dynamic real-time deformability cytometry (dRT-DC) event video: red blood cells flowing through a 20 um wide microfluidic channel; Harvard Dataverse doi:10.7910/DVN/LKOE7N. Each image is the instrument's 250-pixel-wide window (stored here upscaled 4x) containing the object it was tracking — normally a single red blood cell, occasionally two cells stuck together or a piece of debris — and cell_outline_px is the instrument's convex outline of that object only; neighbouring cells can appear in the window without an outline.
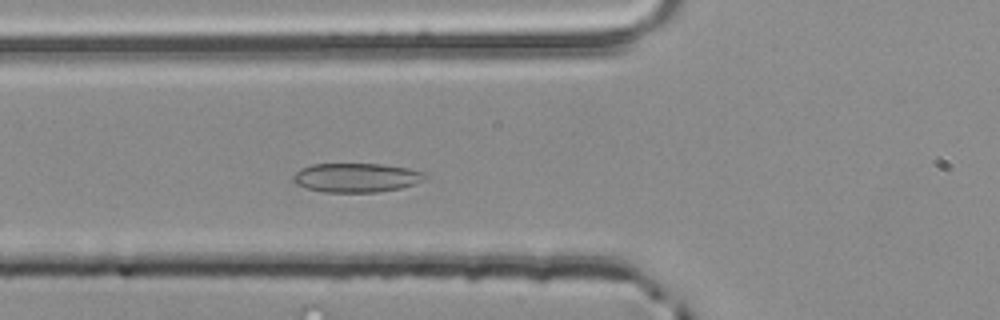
{"species": "common noctule bat (a hibernating species)", "species_latin": "Nyctalus noctula", "temperature_condition": "room temperature", "stored_images_in_passage": 37, "camera_frame_rate_fps": 3000, "um_per_image_px": 0.085, "animal": {"sex": "male", "body_mass_g": 20.4}, "frame": {"image": 1, "passage_image": 4, "time_ms": 1.0, "image_size_px": [1000, 320], "cell_outline_px": [[428, 176], [424, 180], [416, 184], [400, 188], [376, 192], [320, 192], [296, 184], [292, 180], [292, 176], [300, 168], [312, 164], [384, 164], [408, 168], [424, 172]], "centroid_in_image_um": [30.29, 15.1], "position_along_channel_um": 95.5, "area_um2": 22.54}}
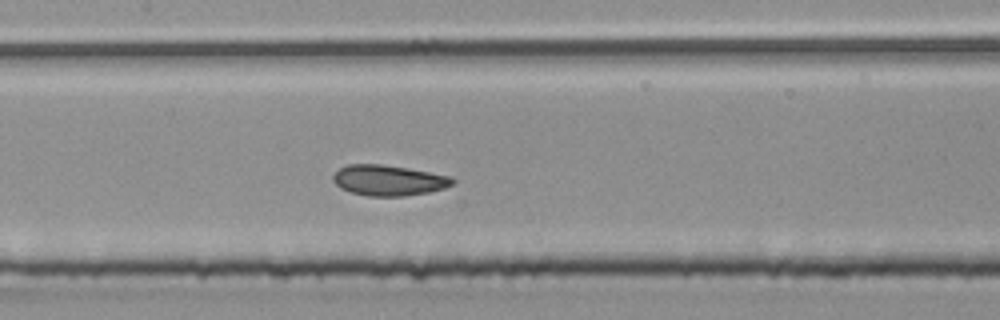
{"frame": {"image": 2, "passage_image": 10, "time_ms": 3.0, "image_size_px": [1000, 320], "cell_outline_px": [[456, 180], [452, 184], [444, 188], [428, 192], [404, 196], [368, 196], [352, 192], [340, 188], [332, 180], [332, 176], [340, 168], [348, 164], [384, 164], [408, 168], [452, 176]], "centroid_in_image_um": [33.03, 15.32], "position_along_channel_um": 174.4, "area_um2": 21.33}}
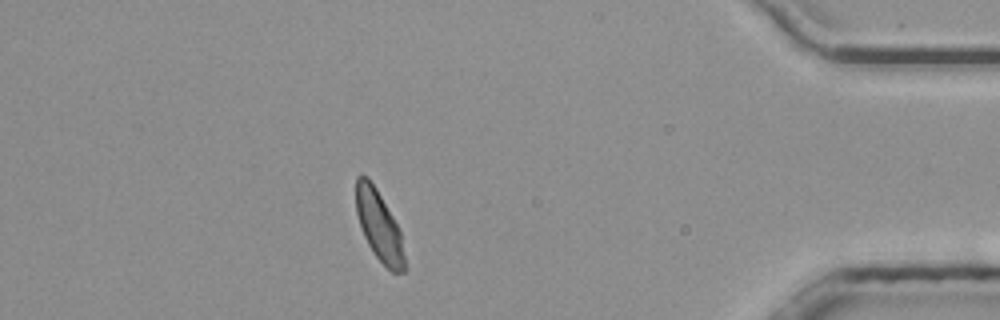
{"frame": {"image": 3, "passage_image": 31, "time_ms": 10.0, "image_size_px": [1000, 320], "cell_outline_px": [[408, 268], [404, 272], [392, 272], [372, 252], [364, 236], [356, 212], [356, 176], [368, 176], [376, 188], [392, 216], [400, 232]], "centroid_in_image_um": [32.24, 19.23], "position_along_channel_um": 403.0, "area_um2": 19.77}, "authors_computed_cell_mechanics": {"area_um2": 20.9236, "velocity_mm_per_s": 3.9295, "shape_relaxation_time_tau1_ms": 2.7617, "shape_relaxation_time_tau2_ms": 1.3459, "deformation_change_tau1": 0.0763, "deformation_change_tau2": 0.0649}}